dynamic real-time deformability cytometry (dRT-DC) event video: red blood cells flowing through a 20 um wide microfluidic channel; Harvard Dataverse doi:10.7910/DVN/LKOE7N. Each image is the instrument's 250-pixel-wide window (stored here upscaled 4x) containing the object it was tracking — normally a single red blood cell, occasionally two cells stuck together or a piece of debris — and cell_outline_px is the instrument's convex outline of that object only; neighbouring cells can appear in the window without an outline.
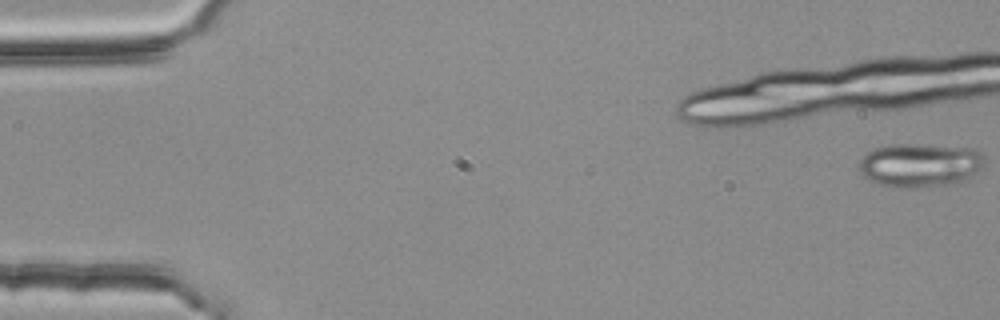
{"species": "common noctule bat (a hibernating species)", "species_latin": "Nyctalus noctula", "temperature_condition": "room temperature", "stored_images_in_passage": 4, "camera_frame_rate_fps": 3000, "um_per_image_px": 0.085, "animal": {"sex": "female", "body_mass_g": 25.1}, "frame": {"image": 1, "passage_image": 1, "time_ms": 0.0, "image_size_px": [1000, 320], "cell_outline_px": [[984, 164], [968, 180], [960, 184], [908, 188], [896, 188], [876, 184], [868, 180], [860, 172], [856, 164], [872, 148], [892, 144], [916, 144], [976, 148], [984, 152]], "centroid_in_image_um": [78.21, 14.04], "position_along_channel_um": 6.8, "area_um2": 32.95}}